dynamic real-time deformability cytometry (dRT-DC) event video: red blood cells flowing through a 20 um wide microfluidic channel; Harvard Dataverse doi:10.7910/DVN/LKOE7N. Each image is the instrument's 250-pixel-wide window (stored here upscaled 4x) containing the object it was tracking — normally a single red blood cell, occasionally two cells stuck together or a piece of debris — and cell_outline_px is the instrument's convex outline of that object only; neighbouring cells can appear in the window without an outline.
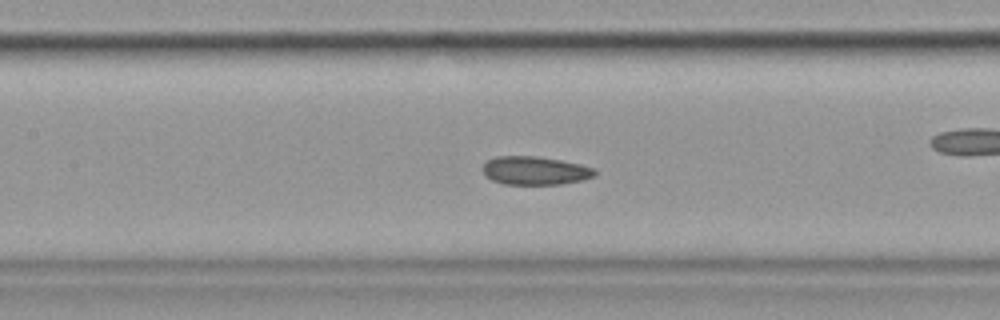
{"species": "common noctule bat (a hibernating species)", "species_latin": "Nyctalus noctula", "temperature_condition": "cold", "stored_images_in_passage": 41, "camera_frame_rate_fps": 3000, "um_per_image_px": 0.085, "animal": {"sex": "female", "body_mass_g": 19.9}, "frame": {"image": 1, "passage_image": 18, "time_ms": 5.667, "image_size_px": [1000, 320], "cell_outline_px": [[596, 176], [584, 180], [560, 184], [504, 184], [492, 180], [484, 176], [480, 168], [488, 160], [496, 156], [536, 156], [560, 160], [580, 164], [596, 168]], "centroid_in_image_um": [45.47, 14.5], "position_along_channel_um": 161.9, "area_um2": 18.79}}
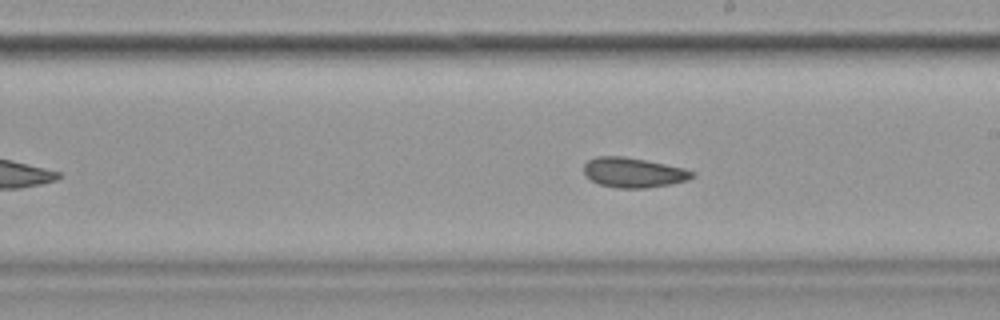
{"frame": {"image": 2, "passage_image": 24, "time_ms": 7.667, "image_size_px": [1000, 320], "cell_outline_px": [[696, 176], [688, 180], [672, 184], [644, 188], [616, 188], [600, 184], [584, 176], [584, 164], [588, 160], [596, 156], [624, 156], [684, 168], [696, 172]], "centroid_in_image_um": [53.85, 14.67], "position_along_channel_um": 235.1, "area_um2": 18.96}}